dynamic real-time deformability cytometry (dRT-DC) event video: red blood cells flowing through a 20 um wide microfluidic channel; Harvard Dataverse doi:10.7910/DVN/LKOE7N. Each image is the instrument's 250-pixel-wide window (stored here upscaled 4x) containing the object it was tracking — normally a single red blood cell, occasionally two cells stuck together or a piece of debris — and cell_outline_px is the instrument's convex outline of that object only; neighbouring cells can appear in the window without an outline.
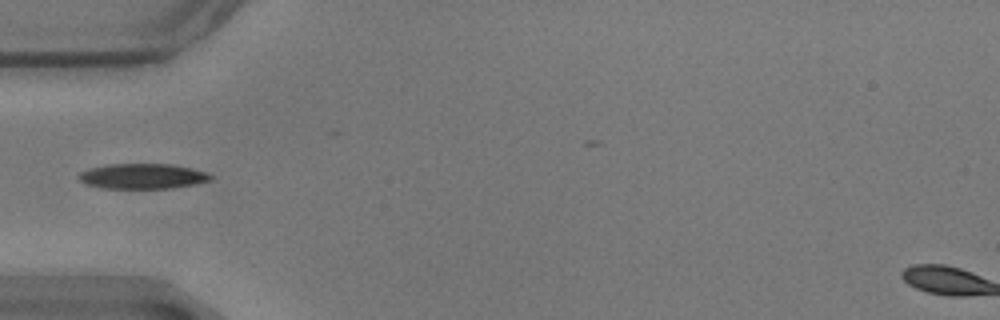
{"species": "common noctule bat (a hibernating species)", "species_latin": "Nyctalus noctula", "temperature_condition": "warm", "stored_images_in_passage": 8, "camera_frame_rate_fps": 3000, "um_per_image_px": 0.085, "animal": {"sex": "male", "body_mass_g": 17.9}, "frame": {"image": 1, "passage_image": 1, "time_ms": 0.0, "image_size_px": [1000, 320], "cell_outline_px": [[212, 180], [196, 184], [172, 188], [104, 188], [84, 184], [76, 176], [80, 172], [88, 168], [108, 164], [168, 164], [192, 168], [204, 172], [212, 176]], "centroid_in_image_um": [12.08, 14.98], "position_along_channel_um": 72.9, "area_um2": 19.42}}
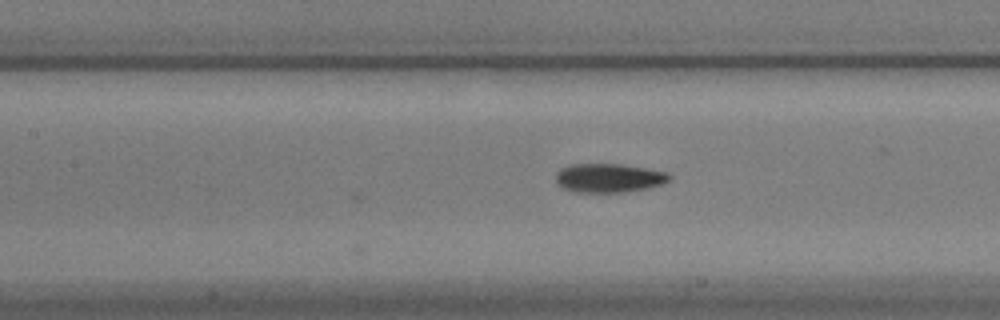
{"frame": {"image": 2, "passage_image": 8, "time_ms": 2.333, "image_size_px": [1000, 320], "cell_outline_px": [[672, 176], [668, 180], [660, 184], [648, 188], [624, 192], [572, 192], [556, 184], [556, 172], [560, 168], [568, 164], [620, 164], [668, 172]], "centroid_in_image_um": [51.7, 15.12], "position_along_channel_um": 155.7, "area_um2": 19.19}}